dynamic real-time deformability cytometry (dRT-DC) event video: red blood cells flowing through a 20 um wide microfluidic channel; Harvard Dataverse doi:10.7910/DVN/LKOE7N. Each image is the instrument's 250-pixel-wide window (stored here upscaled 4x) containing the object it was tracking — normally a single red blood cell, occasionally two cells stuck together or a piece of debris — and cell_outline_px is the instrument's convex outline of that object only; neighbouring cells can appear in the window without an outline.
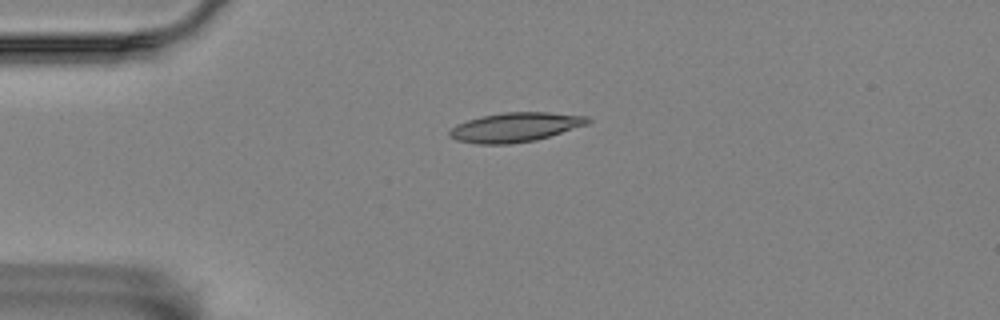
{"species": "Egyptian fruit bat (a non-hibernating species)", "species_latin": "Rousettus aegyptiacus", "temperature_condition": "room temperature", "stored_images_in_passage": 44, "camera_frame_rate_fps": 3000, "um_per_image_px": 0.085, "animal": {"sex": "female"}, "frame": {"image": 1, "passage_image": 1, "time_ms": 0.0, "image_size_px": [1000, 320], "cell_outline_px": [[592, 120], [588, 124], [536, 140], [508, 144], [476, 144], [456, 140], [448, 136], [448, 132], [456, 124], [468, 120], [484, 116], [504, 112], [548, 112], [588, 116]], "centroid_in_image_um": [43.79, 10.81], "position_along_channel_um": 41.2, "area_um2": 23.58}}
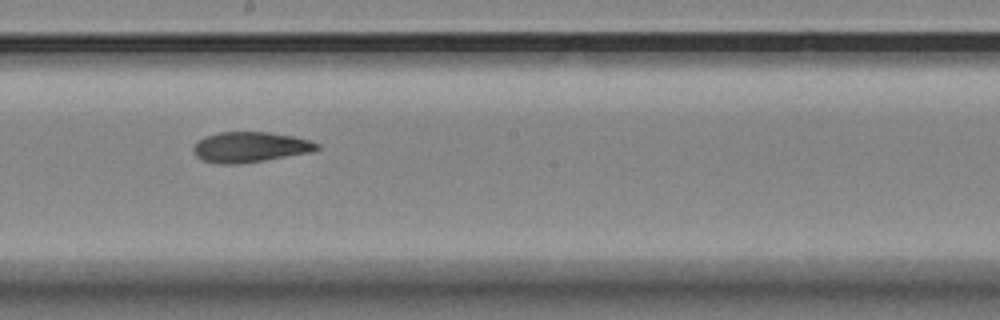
{"frame": {"image": 2, "passage_image": 19, "time_ms": 6.0, "image_size_px": [1000, 320], "cell_outline_px": [[320, 148], [312, 152], [264, 160], [236, 164], [220, 164], [204, 160], [196, 156], [192, 148], [200, 140], [208, 136], [220, 132], [268, 132], [292, 136], [308, 140], [320, 144]], "centroid_in_image_um": [21.29, 12.5], "position_along_channel_um": 226.9, "area_um2": 21.56}}
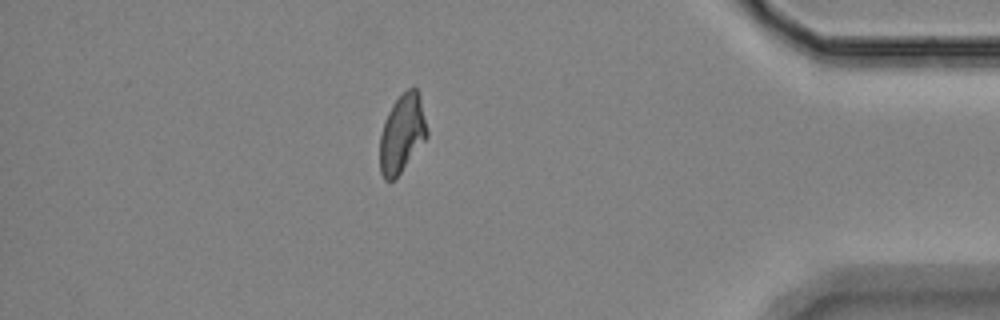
{"frame": {"image": 3, "passage_image": 37, "time_ms": 12.0, "image_size_px": [1000, 320], "cell_outline_px": [[428, 136], [400, 172], [392, 180], [384, 180], [380, 172], [380, 136], [384, 120], [392, 104], [408, 88], [416, 88], [420, 96], [428, 132]], "centroid_in_image_um": [34.16, 11.34], "position_along_channel_um": 401.0, "area_um2": 21.21}}